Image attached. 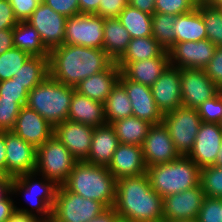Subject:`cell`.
<instances>
[{
  "instance_id": "obj_17",
  "label": "cell",
  "mask_w": 222,
  "mask_h": 222,
  "mask_svg": "<svg viewBox=\"0 0 222 222\" xmlns=\"http://www.w3.org/2000/svg\"><path fill=\"white\" fill-rule=\"evenodd\" d=\"M222 143V127L201 122L192 150L187 155L199 168L214 165Z\"/></svg>"
},
{
  "instance_id": "obj_12",
  "label": "cell",
  "mask_w": 222,
  "mask_h": 222,
  "mask_svg": "<svg viewBox=\"0 0 222 222\" xmlns=\"http://www.w3.org/2000/svg\"><path fill=\"white\" fill-rule=\"evenodd\" d=\"M39 33L44 46L50 51L64 44L67 18L41 2L27 20Z\"/></svg>"
},
{
  "instance_id": "obj_60",
  "label": "cell",
  "mask_w": 222,
  "mask_h": 222,
  "mask_svg": "<svg viewBox=\"0 0 222 222\" xmlns=\"http://www.w3.org/2000/svg\"><path fill=\"white\" fill-rule=\"evenodd\" d=\"M170 222H198L197 219H184V220H174V221H170Z\"/></svg>"
},
{
  "instance_id": "obj_6",
  "label": "cell",
  "mask_w": 222,
  "mask_h": 222,
  "mask_svg": "<svg viewBox=\"0 0 222 222\" xmlns=\"http://www.w3.org/2000/svg\"><path fill=\"white\" fill-rule=\"evenodd\" d=\"M38 175L39 174L34 171L13 178L12 193L15 195L16 193H23L26 201H28L31 206L30 210L15 206V210L35 215L43 222H51L52 209L54 207L58 186L44 176L41 177L44 181L42 179L36 180Z\"/></svg>"
},
{
  "instance_id": "obj_19",
  "label": "cell",
  "mask_w": 222,
  "mask_h": 222,
  "mask_svg": "<svg viewBox=\"0 0 222 222\" xmlns=\"http://www.w3.org/2000/svg\"><path fill=\"white\" fill-rule=\"evenodd\" d=\"M119 83L125 88L131 101L132 115L147 121L151 125L160 124L163 114L152 96L151 87L127 79L122 73Z\"/></svg>"
},
{
  "instance_id": "obj_16",
  "label": "cell",
  "mask_w": 222,
  "mask_h": 222,
  "mask_svg": "<svg viewBox=\"0 0 222 222\" xmlns=\"http://www.w3.org/2000/svg\"><path fill=\"white\" fill-rule=\"evenodd\" d=\"M200 184L194 188L163 198V222L197 219L205 198Z\"/></svg>"
},
{
  "instance_id": "obj_4",
  "label": "cell",
  "mask_w": 222,
  "mask_h": 222,
  "mask_svg": "<svg viewBox=\"0 0 222 222\" xmlns=\"http://www.w3.org/2000/svg\"><path fill=\"white\" fill-rule=\"evenodd\" d=\"M146 173L151 188L163 198L200 184V168L188 156L181 155L172 162L147 167Z\"/></svg>"
},
{
  "instance_id": "obj_26",
  "label": "cell",
  "mask_w": 222,
  "mask_h": 222,
  "mask_svg": "<svg viewBox=\"0 0 222 222\" xmlns=\"http://www.w3.org/2000/svg\"><path fill=\"white\" fill-rule=\"evenodd\" d=\"M120 142L111 124L94 128L90 153L85 160L89 164L108 166Z\"/></svg>"
},
{
  "instance_id": "obj_56",
  "label": "cell",
  "mask_w": 222,
  "mask_h": 222,
  "mask_svg": "<svg viewBox=\"0 0 222 222\" xmlns=\"http://www.w3.org/2000/svg\"><path fill=\"white\" fill-rule=\"evenodd\" d=\"M0 175H6L5 131L0 132Z\"/></svg>"
},
{
  "instance_id": "obj_34",
  "label": "cell",
  "mask_w": 222,
  "mask_h": 222,
  "mask_svg": "<svg viewBox=\"0 0 222 222\" xmlns=\"http://www.w3.org/2000/svg\"><path fill=\"white\" fill-rule=\"evenodd\" d=\"M107 124L132 116L130 98L125 88L118 82L104 103Z\"/></svg>"
},
{
  "instance_id": "obj_24",
  "label": "cell",
  "mask_w": 222,
  "mask_h": 222,
  "mask_svg": "<svg viewBox=\"0 0 222 222\" xmlns=\"http://www.w3.org/2000/svg\"><path fill=\"white\" fill-rule=\"evenodd\" d=\"M120 75L121 69L116 62H113L106 70L87 77L74 88L78 93L104 104L112 89L119 82Z\"/></svg>"
},
{
  "instance_id": "obj_23",
  "label": "cell",
  "mask_w": 222,
  "mask_h": 222,
  "mask_svg": "<svg viewBox=\"0 0 222 222\" xmlns=\"http://www.w3.org/2000/svg\"><path fill=\"white\" fill-rule=\"evenodd\" d=\"M116 64L127 79L151 87L170 65L169 52L165 51L160 57Z\"/></svg>"
},
{
  "instance_id": "obj_14",
  "label": "cell",
  "mask_w": 222,
  "mask_h": 222,
  "mask_svg": "<svg viewBox=\"0 0 222 222\" xmlns=\"http://www.w3.org/2000/svg\"><path fill=\"white\" fill-rule=\"evenodd\" d=\"M6 175L16 178L34 172L37 166V149L12 131H5Z\"/></svg>"
},
{
  "instance_id": "obj_3",
  "label": "cell",
  "mask_w": 222,
  "mask_h": 222,
  "mask_svg": "<svg viewBox=\"0 0 222 222\" xmlns=\"http://www.w3.org/2000/svg\"><path fill=\"white\" fill-rule=\"evenodd\" d=\"M63 186L80 196L113 207L116 199L117 180L107 166L77 161Z\"/></svg>"
},
{
  "instance_id": "obj_46",
  "label": "cell",
  "mask_w": 222,
  "mask_h": 222,
  "mask_svg": "<svg viewBox=\"0 0 222 222\" xmlns=\"http://www.w3.org/2000/svg\"><path fill=\"white\" fill-rule=\"evenodd\" d=\"M42 2L66 18L80 14L78 0H42Z\"/></svg>"
},
{
  "instance_id": "obj_11",
  "label": "cell",
  "mask_w": 222,
  "mask_h": 222,
  "mask_svg": "<svg viewBox=\"0 0 222 222\" xmlns=\"http://www.w3.org/2000/svg\"><path fill=\"white\" fill-rule=\"evenodd\" d=\"M180 86L183 106L195 109L221 91L204 69L197 68H180Z\"/></svg>"
},
{
  "instance_id": "obj_31",
  "label": "cell",
  "mask_w": 222,
  "mask_h": 222,
  "mask_svg": "<svg viewBox=\"0 0 222 222\" xmlns=\"http://www.w3.org/2000/svg\"><path fill=\"white\" fill-rule=\"evenodd\" d=\"M49 75L48 57L30 56L15 73L14 80L30 92Z\"/></svg>"
},
{
  "instance_id": "obj_61",
  "label": "cell",
  "mask_w": 222,
  "mask_h": 222,
  "mask_svg": "<svg viewBox=\"0 0 222 222\" xmlns=\"http://www.w3.org/2000/svg\"><path fill=\"white\" fill-rule=\"evenodd\" d=\"M218 124L222 127V117H221V119H220Z\"/></svg>"
},
{
  "instance_id": "obj_32",
  "label": "cell",
  "mask_w": 222,
  "mask_h": 222,
  "mask_svg": "<svg viewBox=\"0 0 222 222\" xmlns=\"http://www.w3.org/2000/svg\"><path fill=\"white\" fill-rule=\"evenodd\" d=\"M118 20L132 38L152 36V15L129 4L120 13Z\"/></svg>"
},
{
  "instance_id": "obj_49",
  "label": "cell",
  "mask_w": 222,
  "mask_h": 222,
  "mask_svg": "<svg viewBox=\"0 0 222 222\" xmlns=\"http://www.w3.org/2000/svg\"><path fill=\"white\" fill-rule=\"evenodd\" d=\"M11 195H13L12 191L0 201V222H6L15 212V204Z\"/></svg>"
},
{
  "instance_id": "obj_13",
  "label": "cell",
  "mask_w": 222,
  "mask_h": 222,
  "mask_svg": "<svg viewBox=\"0 0 222 222\" xmlns=\"http://www.w3.org/2000/svg\"><path fill=\"white\" fill-rule=\"evenodd\" d=\"M216 47L208 39L175 43L168 50L170 65L177 68L204 69L213 58Z\"/></svg>"
},
{
  "instance_id": "obj_15",
  "label": "cell",
  "mask_w": 222,
  "mask_h": 222,
  "mask_svg": "<svg viewBox=\"0 0 222 222\" xmlns=\"http://www.w3.org/2000/svg\"><path fill=\"white\" fill-rule=\"evenodd\" d=\"M142 148L146 167L169 163L181 156L163 123L150 126Z\"/></svg>"
},
{
  "instance_id": "obj_10",
  "label": "cell",
  "mask_w": 222,
  "mask_h": 222,
  "mask_svg": "<svg viewBox=\"0 0 222 222\" xmlns=\"http://www.w3.org/2000/svg\"><path fill=\"white\" fill-rule=\"evenodd\" d=\"M104 17L77 14L67 18L64 44L103 48Z\"/></svg>"
},
{
  "instance_id": "obj_53",
  "label": "cell",
  "mask_w": 222,
  "mask_h": 222,
  "mask_svg": "<svg viewBox=\"0 0 222 222\" xmlns=\"http://www.w3.org/2000/svg\"><path fill=\"white\" fill-rule=\"evenodd\" d=\"M80 13L97 14L100 0H78Z\"/></svg>"
},
{
  "instance_id": "obj_47",
  "label": "cell",
  "mask_w": 222,
  "mask_h": 222,
  "mask_svg": "<svg viewBox=\"0 0 222 222\" xmlns=\"http://www.w3.org/2000/svg\"><path fill=\"white\" fill-rule=\"evenodd\" d=\"M127 5L128 0H100L96 15L104 18H118Z\"/></svg>"
},
{
  "instance_id": "obj_55",
  "label": "cell",
  "mask_w": 222,
  "mask_h": 222,
  "mask_svg": "<svg viewBox=\"0 0 222 222\" xmlns=\"http://www.w3.org/2000/svg\"><path fill=\"white\" fill-rule=\"evenodd\" d=\"M13 178L7 175H0V201L12 191Z\"/></svg>"
},
{
  "instance_id": "obj_20",
  "label": "cell",
  "mask_w": 222,
  "mask_h": 222,
  "mask_svg": "<svg viewBox=\"0 0 222 222\" xmlns=\"http://www.w3.org/2000/svg\"><path fill=\"white\" fill-rule=\"evenodd\" d=\"M11 131L38 149L53 136L54 127L39 113L25 105L21 108Z\"/></svg>"
},
{
  "instance_id": "obj_57",
  "label": "cell",
  "mask_w": 222,
  "mask_h": 222,
  "mask_svg": "<svg viewBox=\"0 0 222 222\" xmlns=\"http://www.w3.org/2000/svg\"><path fill=\"white\" fill-rule=\"evenodd\" d=\"M195 7L207 4L208 0H190Z\"/></svg>"
},
{
  "instance_id": "obj_8",
  "label": "cell",
  "mask_w": 222,
  "mask_h": 222,
  "mask_svg": "<svg viewBox=\"0 0 222 222\" xmlns=\"http://www.w3.org/2000/svg\"><path fill=\"white\" fill-rule=\"evenodd\" d=\"M105 209L99 201L84 198L61 185L56 190L51 222H89Z\"/></svg>"
},
{
  "instance_id": "obj_1",
  "label": "cell",
  "mask_w": 222,
  "mask_h": 222,
  "mask_svg": "<svg viewBox=\"0 0 222 222\" xmlns=\"http://www.w3.org/2000/svg\"><path fill=\"white\" fill-rule=\"evenodd\" d=\"M113 62L103 48L62 44L49 51V76L75 87L87 77L106 70Z\"/></svg>"
},
{
  "instance_id": "obj_5",
  "label": "cell",
  "mask_w": 222,
  "mask_h": 222,
  "mask_svg": "<svg viewBox=\"0 0 222 222\" xmlns=\"http://www.w3.org/2000/svg\"><path fill=\"white\" fill-rule=\"evenodd\" d=\"M74 91L48 75L29 92L26 105L54 127L67 120Z\"/></svg>"
},
{
  "instance_id": "obj_58",
  "label": "cell",
  "mask_w": 222,
  "mask_h": 222,
  "mask_svg": "<svg viewBox=\"0 0 222 222\" xmlns=\"http://www.w3.org/2000/svg\"><path fill=\"white\" fill-rule=\"evenodd\" d=\"M214 165L222 166V143H221V146H220V152L218 154L217 160H216Z\"/></svg>"
},
{
  "instance_id": "obj_40",
  "label": "cell",
  "mask_w": 222,
  "mask_h": 222,
  "mask_svg": "<svg viewBox=\"0 0 222 222\" xmlns=\"http://www.w3.org/2000/svg\"><path fill=\"white\" fill-rule=\"evenodd\" d=\"M29 91L13 78L0 82V98L16 100L22 107L26 105Z\"/></svg>"
},
{
  "instance_id": "obj_39",
  "label": "cell",
  "mask_w": 222,
  "mask_h": 222,
  "mask_svg": "<svg viewBox=\"0 0 222 222\" xmlns=\"http://www.w3.org/2000/svg\"><path fill=\"white\" fill-rule=\"evenodd\" d=\"M202 122L218 124L222 117V90L197 108Z\"/></svg>"
},
{
  "instance_id": "obj_62",
  "label": "cell",
  "mask_w": 222,
  "mask_h": 222,
  "mask_svg": "<svg viewBox=\"0 0 222 222\" xmlns=\"http://www.w3.org/2000/svg\"><path fill=\"white\" fill-rule=\"evenodd\" d=\"M218 7H219V9L222 11V5H219Z\"/></svg>"
},
{
  "instance_id": "obj_52",
  "label": "cell",
  "mask_w": 222,
  "mask_h": 222,
  "mask_svg": "<svg viewBox=\"0 0 222 222\" xmlns=\"http://www.w3.org/2000/svg\"><path fill=\"white\" fill-rule=\"evenodd\" d=\"M156 0H128V4L142 12L153 15L155 13Z\"/></svg>"
},
{
  "instance_id": "obj_42",
  "label": "cell",
  "mask_w": 222,
  "mask_h": 222,
  "mask_svg": "<svg viewBox=\"0 0 222 222\" xmlns=\"http://www.w3.org/2000/svg\"><path fill=\"white\" fill-rule=\"evenodd\" d=\"M197 220L198 222H222V198L205 197Z\"/></svg>"
},
{
  "instance_id": "obj_38",
  "label": "cell",
  "mask_w": 222,
  "mask_h": 222,
  "mask_svg": "<svg viewBox=\"0 0 222 222\" xmlns=\"http://www.w3.org/2000/svg\"><path fill=\"white\" fill-rule=\"evenodd\" d=\"M199 180L206 197L222 198V166L200 168Z\"/></svg>"
},
{
  "instance_id": "obj_27",
  "label": "cell",
  "mask_w": 222,
  "mask_h": 222,
  "mask_svg": "<svg viewBox=\"0 0 222 222\" xmlns=\"http://www.w3.org/2000/svg\"><path fill=\"white\" fill-rule=\"evenodd\" d=\"M131 37L118 18H104L103 50L117 62L125 53Z\"/></svg>"
},
{
  "instance_id": "obj_50",
  "label": "cell",
  "mask_w": 222,
  "mask_h": 222,
  "mask_svg": "<svg viewBox=\"0 0 222 222\" xmlns=\"http://www.w3.org/2000/svg\"><path fill=\"white\" fill-rule=\"evenodd\" d=\"M14 48L13 28L0 30V55Z\"/></svg>"
},
{
  "instance_id": "obj_43",
  "label": "cell",
  "mask_w": 222,
  "mask_h": 222,
  "mask_svg": "<svg viewBox=\"0 0 222 222\" xmlns=\"http://www.w3.org/2000/svg\"><path fill=\"white\" fill-rule=\"evenodd\" d=\"M195 8L190 0H156L155 2V12L176 16L188 13Z\"/></svg>"
},
{
  "instance_id": "obj_29",
  "label": "cell",
  "mask_w": 222,
  "mask_h": 222,
  "mask_svg": "<svg viewBox=\"0 0 222 222\" xmlns=\"http://www.w3.org/2000/svg\"><path fill=\"white\" fill-rule=\"evenodd\" d=\"M14 47L30 56L49 57V50L44 46L37 30L27 21H19L13 27Z\"/></svg>"
},
{
  "instance_id": "obj_30",
  "label": "cell",
  "mask_w": 222,
  "mask_h": 222,
  "mask_svg": "<svg viewBox=\"0 0 222 222\" xmlns=\"http://www.w3.org/2000/svg\"><path fill=\"white\" fill-rule=\"evenodd\" d=\"M121 144L142 146L151 126L136 116H129L111 123Z\"/></svg>"
},
{
  "instance_id": "obj_9",
  "label": "cell",
  "mask_w": 222,
  "mask_h": 222,
  "mask_svg": "<svg viewBox=\"0 0 222 222\" xmlns=\"http://www.w3.org/2000/svg\"><path fill=\"white\" fill-rule=\"evenodd\" d=\"M201 122L197 109L191 107L180 106L164 114L162 123L180 155L187 156L192 150Z\"/></svg>"
},
{
  "instance_id": "obj_28",
  "label": "cell",
  "mask_w": 222,
  "mask_h": 222,
  "mask_svg": "<svg viewBox=\"0 0 222 222\" xmlns=\"http://www.w3.org/2000/svg\"><path fill=\"white\" fill-rule=\"evenodd\" d=\"M172 29L175 30V43L207 39L204 20L198 7L177 15Z\"/></svg>"
},
{
  "instance_id": "obj_35",
  "label": "cell",
  "mask_w": 222,
  "mask_h": 222,
  "mask_svg": "<svg viewBox=\"0 0 222 222\" xmlns=\"http://www.w3.org/2000/svg\"><path fill=\"white\" fill-rule=\"evenodd\" d=\"M176 15L155 12L152 15V37L168 51L175 44V33L172 29Z\"/></svg>"
},
{
  "instance_id": "obj_45",
  "label": "cell",
  "mask_w": 222,
  "mask_h": 222,
  "mask_svg": "<svg viewBox=\"0 0 222 222\" xmlns=\"http://www.w3.org/2000/svg\"><path fill=\"white\" fill-rule=\"evenodd\" d=\"M207 76L222 90V46L216 47L213 58L204 68Z\"/></svg>"
},
{
  "instance_id": "obj_41",
  "label": "cell",
  "mask_w": 222,
  "mask_h": 222,
  "mask_svg": "<svg viewBox=\"0 0 222 222\" xmlns=\"http://www.w3.org/2000/svg\"><path fill=\"white\" fill-rule=\"evenodd\" d=\"M22 106L16 100L0 98V132L11 131Z\"/></svg>"
},
{
  "instance_id": "obj_36",
  "label": "cell",
  "mask_w": 222,
  "mask_h": 222,
  "mask_svg": "<svg viewBox=\"0 0 222 222\" xmlns=\"http://www.w3.org/2000/svg\"><path fill=\"white\" fill-rule=\"evenodd\" d=\"M198 9L204 20L207 39L217 47L222 46V11L209 4L198 6Z\"/></svg>"
},
{
  "instance_id": "obj_33",
  "label": "cell",
  "mask_w": 222,
  "mask_h": 222,
  "mask_svg": "<svg viewBox=\"0 0 222 222\" xmlns=\"http://www.w3.org/2000/svg\"><path fill=\"white\" fill-rule=\"evenodd\" d=\"M165 51L152 36L132 38L125 53L117 62H136L160 57Z\"/></svg>"
},
{
  "instance_id": "obj_37",
  "label": "cell",
  "mask_w": 222,
  "mask_h": 222,
  "mask_svg": "<svg viewBox=\"0 0 222 222\" xmlns=\"http://www.w3.org/2000/svg\"><path fill=\"white\" fill-rule=\"evenodd\" d=\"M30 57L27 52L12 48L0 55V82L15 76L23 63Z\"/></svg>"
},
{
  "instance_id": "obj_51",
  "label": "cell",
  "mask_w": 222,
  "mask_h": 222,
  "mask_svg": "<svg viewBox=\"0 0 222 222\" xmlns=\"http://www.w3.org/2000/svg\"><path fill=\"white\" fill-rule=\"evenodd\" d=\"M89 222H121L119 218V214L116 212L114 207L106 208L95 218L90 220Z\"/></svg>"
},
{
  "instance_id": "obj_44",
  "label": "cell",
  "mask_w": 222,
  "mask_h": 222,
  "mask_svg": "<svg viewBox=\"0 0 222 222\" xmlns=\"http://www.w3.org/2000/svg\"><path fill=\"white\" fill-rule=\"evenodd\" d=\"M14 15L19 21H27L42 0H9Z\"/></svg>"
},
{
  "instance_id": "obj_59",
  "label": "cell",
  "mask_w": 222,
  "mask_h": 222,
  "mask_svg": "<svg viewBox=\"0 0 222 222\" xmlns=\"http://www.w3.org/2000/svg\"><path fill=\"white\" fill-rule=\"evenodd\" d=\"M207 4L218 7L219 5H222V0H208Z\"/></svg>"
},
{
  "instance_id": "obj_21",
  "label": "cell",
  "mask_w": 222,
  "mask_h": 222,
  "mask_svg": "<svg viewBox=\"0 0 222 222\" xmlns=\"http://www.w3.org/2000/svg\"><path fill=\"white\" fill-rule=\"evenodd\" d=\"M152 96L164 115L183 106L180 86V68L169 65L151 86Z\"/></svg>"
},
{
  "instance_id": "obj_54",
  "label": "cell",
  "mask_w": 222,
  "mask_h": 222,
  "mask_svg": "<svg viewBox=\"0 0 222 222\" xmlns=\"http://www.w3.org/2000/svg\"><path fill=\"white\" fill-rule=\"evenodd\" d=\"M6 222H43L35 215L16 211Z\"/></svg>"
},
{
  "instance_id": "obj_18",
  "label": "cell",
  "mask_w": 222,
  "mask_h": 222,
  "mask_svg": "<svg viewBox=\"0 0 222 222\" xmlns=\"http://www.w3.org/2000/svg\"><path fill=\"white\" fill-rule=\"evenodd\" d=\"M93 132L94 127L67 119L54 126L53 135L77 161H85L90 153Z\"/></svg>"
},
{
  "instance_id": "obj_2",
  "label": "cell",
  "mask_w": 222,
  "mask_h": 222,
  "mask_svg": "<svg viewBox=\"0 0 222 222\" xmlns=\"http://www.w3.org/2000/svg\"><path fill=\"white\" fill-rule=\"evenodd\" d=\"M114 209L121 222H163V197L147 173L117 180Z\"/></svg>"
},
{
  "instance_id": "obj_48",
  "label": "cell",
  "mask_w": 222,
  "mask_h": 222,
  "mask_svg": "<svg viewBox=\"0 0 222 222\" xmlns=\"http://www.w3.org/2000/svg\"><path fill=\"white\" fill-rule=\"evenodd\" d=\"M17 23L9 0H0V30L13 28Z\"/></svg>"
},
{
  "instance_id": "obj_7",
  "label": "cell",
  "mask_w": 222,
  "mask_h": 222,
  "mask_svg": "<svg viewBox=\"0 0 222 222\" xmlns=\"http://www.w3.org/2000/svg\"><path fill=\"white\" fill-rule=\"evenodd\" d=\"M77 160L54 135L37 149L36 172L57 186L65 183ZM41 174V175H40Z\"/></svg>"
},
{
  "instance_id": "obj_25",
  "label": "cell",
  "mask_w": 222,
  "mask_h": 222,
  "mask_svg": "<svg viewBox=\"0 0 222 222\" xmlns=\"http://www.w3.org/2000/svg\"><path fill=\"white\" fill-rule=\"evenodd\" d=\"M67 119L94 128L107 124L104 104L102 102L92 100L77 91H74L71 98Z\"/></svg>"
},
{
  "instance_id": "obj_22",
  "label": "cell",
  "mask_w": 222,
  "mask_h": 222,
  "mask_svg": "<svg viewBox=\"0 0 222 222\" xmlns=\"http://www.w3.org/2000/svg\"><path fill=\"white\" fill-rule=\"evenodd\" d=\"M107 168L116 180L145 174L147 167L143 159L142 146L120 143Z\"/></svg>"
}]
</instances>
